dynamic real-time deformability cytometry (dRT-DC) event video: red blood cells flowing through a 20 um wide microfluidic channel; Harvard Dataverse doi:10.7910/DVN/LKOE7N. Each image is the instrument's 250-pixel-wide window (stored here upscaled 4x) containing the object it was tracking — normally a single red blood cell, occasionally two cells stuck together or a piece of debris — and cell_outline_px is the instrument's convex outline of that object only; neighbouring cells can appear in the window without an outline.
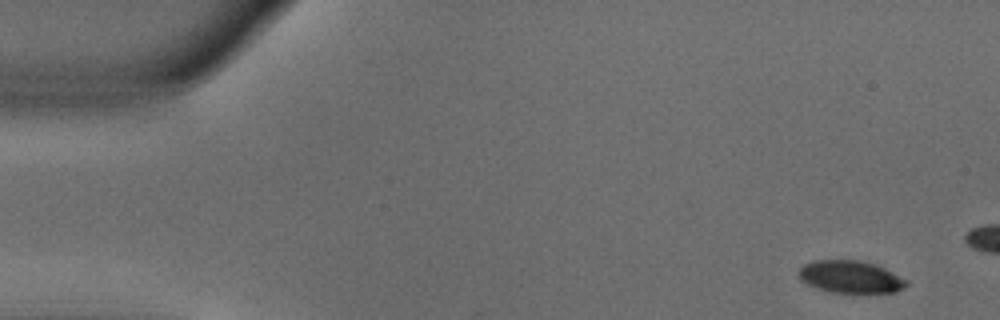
{"species": "common noctule bat (a hibernating species)", "species_latin": "Nyctalus noctula", "temperature_condition": "warm", "stored_images_in_passage": 13, "camera_frame_rate_fps": 3000, "um_per_image_px": 0.085, "animal": {"sex": "male", "body_mass_g": 18.8}, "frame": {"image": 1, "passage_image": 1, "time_ms": 0.0, "image_size_px": [1000, 320], "cell_outline_px": [[908, 284], [904, 288], [896, 292], [832, 292], [808, 284], [800, 280], [800, 268], [804, 264], [812, 260], [856, 260], [872, 264], [884, 268], [908, 280]], "centroid_in_image_um": [72.31, 23.53], "position_along_channel_um": 12.7, "area_um2": 19.94}}